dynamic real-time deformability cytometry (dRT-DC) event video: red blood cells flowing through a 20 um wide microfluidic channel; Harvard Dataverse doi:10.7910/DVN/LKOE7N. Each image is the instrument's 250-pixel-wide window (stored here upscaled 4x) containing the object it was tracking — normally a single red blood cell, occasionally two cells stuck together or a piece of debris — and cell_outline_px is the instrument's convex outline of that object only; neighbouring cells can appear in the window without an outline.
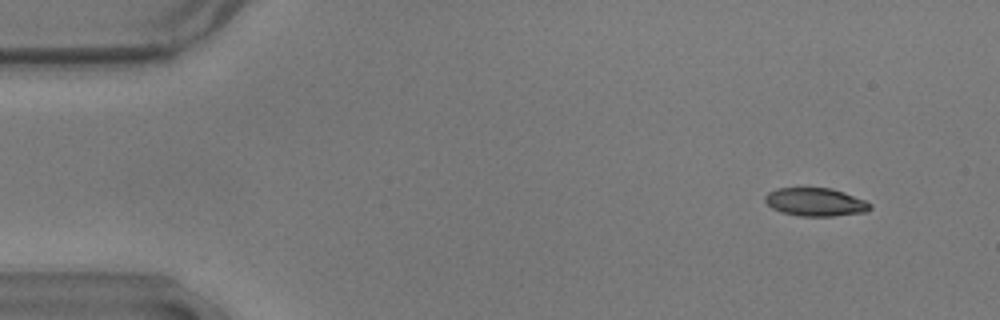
{"species": "common noctule bat (a hibernating species)", "species_latin": "Nyctalus noctula", "temperature_condition": "warm", "stored_images_in_passage": 53, "camera_frame_rate_fps": 3000, "um_per_image_px": 0.085, "animal": {"sex": "male", "body_mass_g": 17.9}, "frame": {"image": 1, "passage_image": 2, "time_ms": 0.333, "image_size_px": [1000, 320], "cell_outline_px": [[872, 208], [864, 212], [832, 216], [800, 216], [780, 212], [772, 208], [764, 200], [764, 196], [768, 192], [776, 188], [832, 188], [844, 192], [864, 200], [872, 204]], "centroid_in_image_um": [69.29, 17.17], "position_along_channel_um": 15.7, "area_um2": 17.28}}
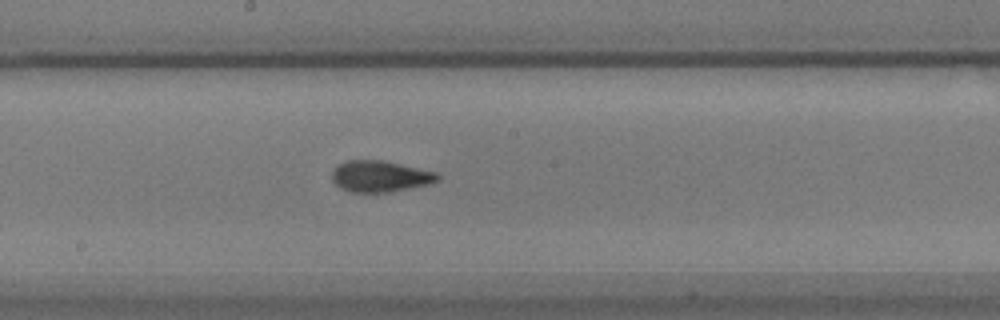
{"frame": {"image": 2, "passage_image": 27, "time_ms": 8.667, "image_size_px": [1000, 320], "cell_outline_px": [[440, 180], [428, 184], [388, 192], [352, 192], [340, 188], [332, 180], [332, 168], [344, 160], [384, 160], [436, 172], [440, 176]], "centroid_in_image_um": [32.27, 14.97], "position_along_channel_um": 215.9, "area_um2": 19.31}}
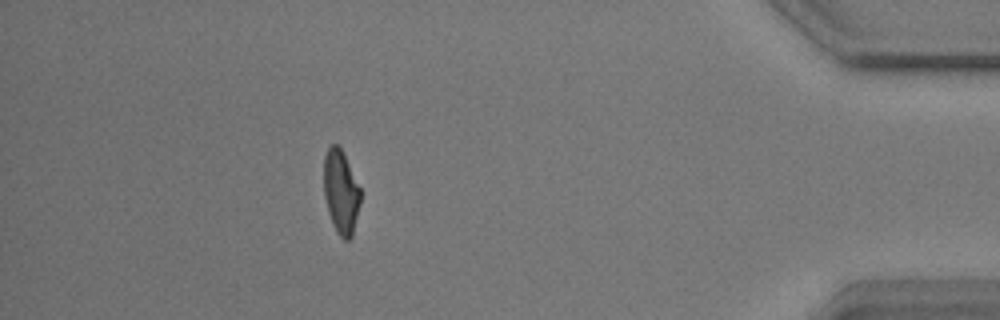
{"frame": {"image": 3, "passage_image": 47, "time_ms": 15.333, "image_size_px": [1000, 320], "cell_outline_px": [[360, 204], [352, 236], [348, 240], [344, 240], [336, 232], [332, 224], [328, 212], [324, 196], [324, 156], [328, 148], [332, 144], [336, 144], [340, 148], [360, 188]], "centroid_in_image_um": [28.96, 16.36], "position_along_channel_um": 406.2, "area_um2": 17.69}, "authors_computed_cell_mechanics": {"area_um2": 18.6116, "velocity_mm_per_s": 3.602, "shape_relaxation_time_tau1_ms": 5.8539, "shape_relaxation_time_tau2_ms": 1.5876, "deformation_change_tau1": 0.1793, "deformation_change_tau2": 0.0836}}